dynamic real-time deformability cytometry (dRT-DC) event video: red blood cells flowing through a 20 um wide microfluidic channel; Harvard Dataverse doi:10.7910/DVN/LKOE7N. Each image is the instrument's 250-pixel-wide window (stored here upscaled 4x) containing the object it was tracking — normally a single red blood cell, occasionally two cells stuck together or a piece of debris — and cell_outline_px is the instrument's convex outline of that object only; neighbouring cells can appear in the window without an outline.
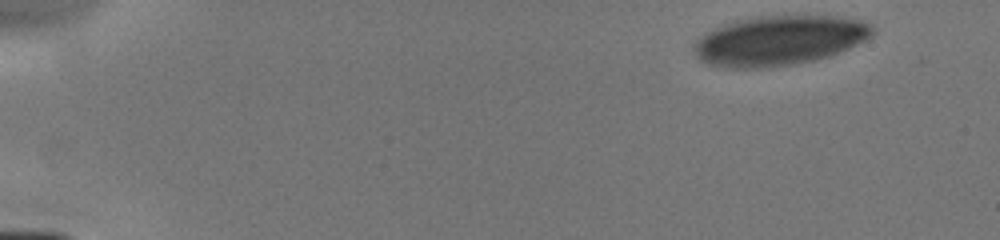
{"species": "human", "species_latin": "Homo sapiens", "temperature_condition": "cold", "stored_images_in_passage": 5, "camera_frame_rate_fps": 3000, "um_per_image_px": 0.085, "donor": {"sex": "male"}, "frame": {"image": 1, "passage_image": 1, "time_ms": 0.0, "image_size_px": [1000, 240], "cell_outline_px": [[876, 32], [872, 36], [848, 48], [828, 56], [816, 60], [792, 64], [764, 68], [724, 68], [708, 64], [700, 60], [696, 56], [692, 48], [696, 40], [704, 32], [712, 28], [736, 20], [760, 16], [836, 16], [860, 20], [872, 24]], "centroid_in_image_um": [66.19, 3.44], "position_along_channel_um": 18.8, "area_um2": 51.96}}
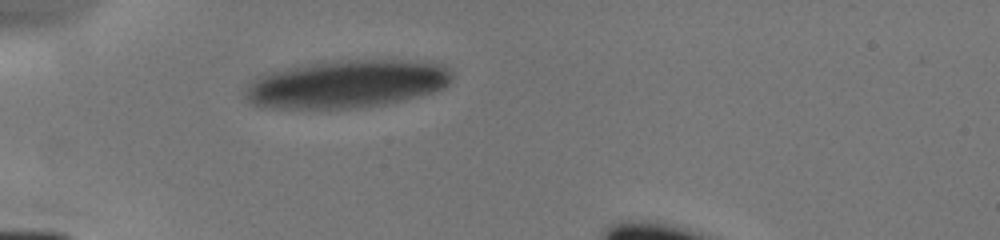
{"frame": {"image": 2, "passage_image": 5, "time_ms": 3.667, "image_size_px": [1000, 240], "cell_outline_px": [[452, 80], [444, 88], [420, 96], [388, 104], [356, 108], [264, 108], [252, 104], [244, 96], [244, 92], [252, 80], [256, 76], [264, 72], [324, 60], [432, 60], [444, 64], [452, 68]], "centroid_in_image_um": [29.51, 7.11], "position_along_channel_um": 55.5, "area_um2": 59.07}}